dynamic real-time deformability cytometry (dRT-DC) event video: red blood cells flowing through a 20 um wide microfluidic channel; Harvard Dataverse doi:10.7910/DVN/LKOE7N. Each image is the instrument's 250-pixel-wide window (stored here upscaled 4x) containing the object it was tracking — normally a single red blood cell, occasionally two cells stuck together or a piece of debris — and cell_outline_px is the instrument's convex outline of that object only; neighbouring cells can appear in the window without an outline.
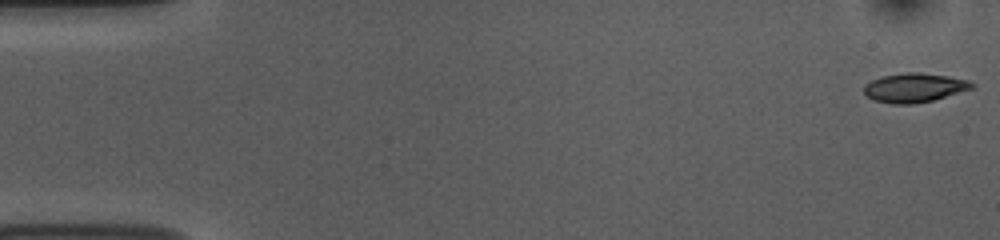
{"species": "common noctule bat (a hibernating species)", "species_latin": "Nyctalus noctula", "temperature_condition": "room temperature", "stored_images_in_passage": 10, "camera_frame_rate_fps": 3000, "um_per_image_px": 0.085, "animal": {"sex": "female", "body_mass_g": 10.0, "forearm_length_mm": 53.1}, "frame": {"image": 1, "passage_image": 1, "time_ms": 0.0, "image_size_px": [1000, 240], "cell_outline_px": [[976, 88], [932, 100], [912, 104], [892, 104], [872, 100], [864, 92], [864, 84], [880, 76], [908, 72], [920, 72], [948, 76], [968, 80], [976, 84]], "centroid_in_image_um": [77.74, 7.45], "position_along_channel_um": 7.3, "area_um2": 18.5}}